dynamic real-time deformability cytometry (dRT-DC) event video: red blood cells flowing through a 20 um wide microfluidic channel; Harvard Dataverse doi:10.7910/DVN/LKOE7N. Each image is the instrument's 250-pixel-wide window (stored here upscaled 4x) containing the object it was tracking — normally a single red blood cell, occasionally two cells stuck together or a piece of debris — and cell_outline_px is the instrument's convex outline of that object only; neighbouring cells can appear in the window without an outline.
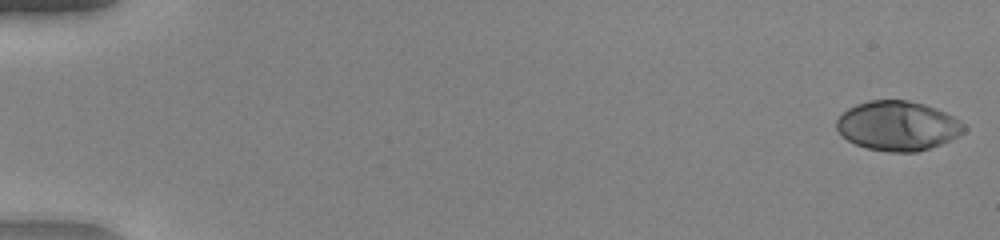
{"species": "human", "species_latin": "Homo sapiens", "temperature_condition": "warm", "stored_images_in_passage": 52, "camera_frame_rate_fps": 3000, "um_per_image_px": 0.085, "donor": {"sex": "female"}, "frame": {"image": 1, "passage_image": 1, "time_ms": 0.0, "image_size_px": [1000, 240], "cell_outline_px": [[968, 128], [964, 132], [940, 144], [916, 152], [888, 152], [868, 148], [856, 144], [848, 140], [836, 128], [836, 120], [848, 108], [856, 104], [868, 100], [908, 100], [924, 104], [936, 108], [952, 116], [964, 124]], "centroid_in_image_um": [76.3, 10.68], "position_along_channel_um": 8.7, "area_um2": 36.53}}
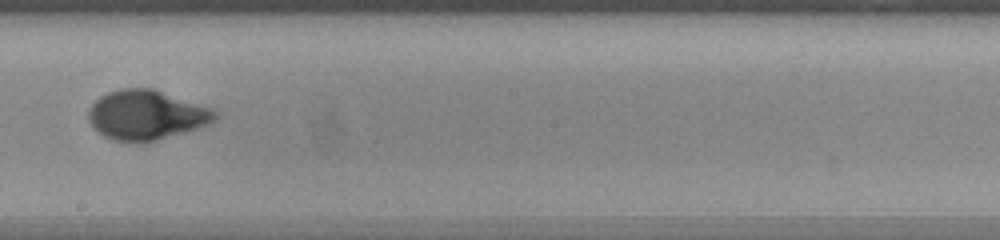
{"frame": {"image": 2, "passage_image": 31, "time_ms": 10.0, "image_size_px": [1000, 240], "cell_outline_px": [[220, 116], [216, 120], [208, 124], [184, 132], [156, 140], [136, 144], [112, 140], [104, 136], [88, 120], [88, 108], [100, 96], [108, 92], [120, 88], [152, 88], [216, 108], [220, 112]], "centroid_in_image_um": [12.49, 9.77], "position_along_channel_um": 235.7, "area_um2": 37.17}}
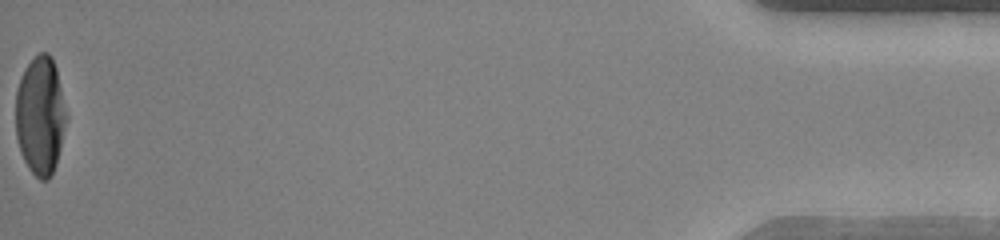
{"frame": {"image": 3, "passage_image": 52, "time_ms": 17.0, "image_size_px": [1000, 240], "cell_outline_px": [[68, 116], [56, 164], [52, 176], [48, 180], [40, 180], [28, 168], [20, 152], [16, 136], [16, 92], [20, 76], [24, 68], [40, 52], [48, 52], [52, 56], [56, 68]], "centroid_in_image_um": [3.43, 9.83], "position_along_channel_um": 431.8, "area_um2": 35.32}, "authors_computed_cell_mechanics": {"area_um2": 35.8938, "velocity_mm_per_s": 4.0675, "shape_relaxation_time_tau1_ms": 3.8368, "shape_relaxation_time_tau2_ms": null, "deformation_change_tau1": 0.2533, "deformation_change_tau2": null}}